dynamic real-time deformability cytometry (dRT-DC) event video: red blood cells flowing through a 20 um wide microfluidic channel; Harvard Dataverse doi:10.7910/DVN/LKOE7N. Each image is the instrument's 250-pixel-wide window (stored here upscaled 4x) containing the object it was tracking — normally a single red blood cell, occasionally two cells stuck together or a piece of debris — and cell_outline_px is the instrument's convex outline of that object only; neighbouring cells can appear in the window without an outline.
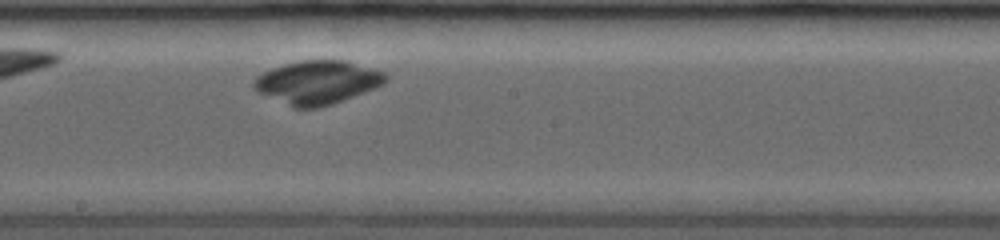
{"species": "common noctule bat (a hibernating species)", "species_latin": "Nyctalus noctula", "temperature_condition": "room temperature", "stored_images_in_passage": 6, "camera_frame_rate_fps": 3500, "um_per_image_px": 0.085, "animal": {"sex": "female", "body_mass_g": 19.0, "forearm_length_mm": 53.3}, "frame": {"image": 1, "passage_image": 6, "time_ms": 4.857, "image_size_px": [1000, 240], "cell_outline_px": [[388, 80], [384, 84], [332, 104], [316, 108], [292, 108], [256, 92], [252, 88], [252, 80], [256, 76], [272, 68], [284, 64], [304, 60], [344, 60], [384, 72], [388, 76]], "centroid_in_image_um": [26.92, 7.01], "position_along_channel_um": 221.3, "area_um2": 33.47}}